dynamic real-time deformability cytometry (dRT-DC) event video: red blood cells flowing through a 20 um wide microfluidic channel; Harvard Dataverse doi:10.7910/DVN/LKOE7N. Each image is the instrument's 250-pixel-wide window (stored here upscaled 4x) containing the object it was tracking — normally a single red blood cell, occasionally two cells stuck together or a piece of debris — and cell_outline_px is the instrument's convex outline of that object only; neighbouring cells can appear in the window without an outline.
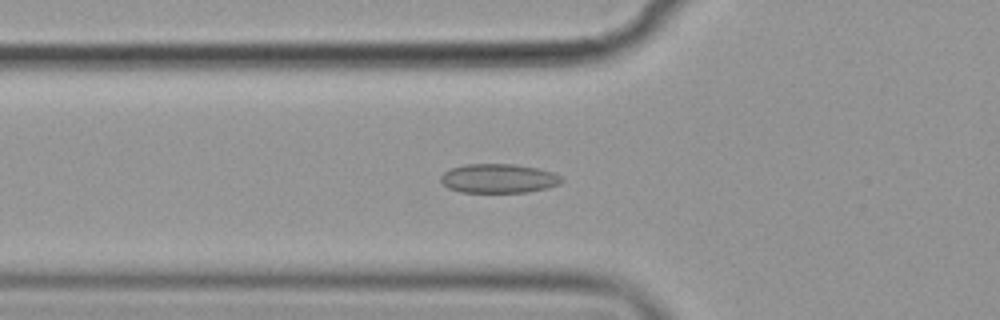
{"species": "common noctule bat (a hibernating species)", "species_latin": "Nyctalus noctula", "temperature_condition": "cold", "stored_images_in_passage": 40, "camera_frame_rate_fps": 3000, "um_per_image_px": 0.085, "animal": {"sex": "female", "body_mass_g": 19.9}, "frame": {"image": 1, "passage_image": 4, "time_ms": 1.0, "image_size_px": [1000, 320], "cell_outline_px": [[564, 180], [560, 184], [548, 188], [528, 192], [460, 192], [448, 188], [440, 180], [440, 176], [444, 172], [452, 168], [464, 164], [512, 164], [536, 168], [552, 172], [560, 176]], "centroid_in_image_um": [42.38, 15.17], "position_along_channel_um": 83.4, "area_um2": 20.52}}
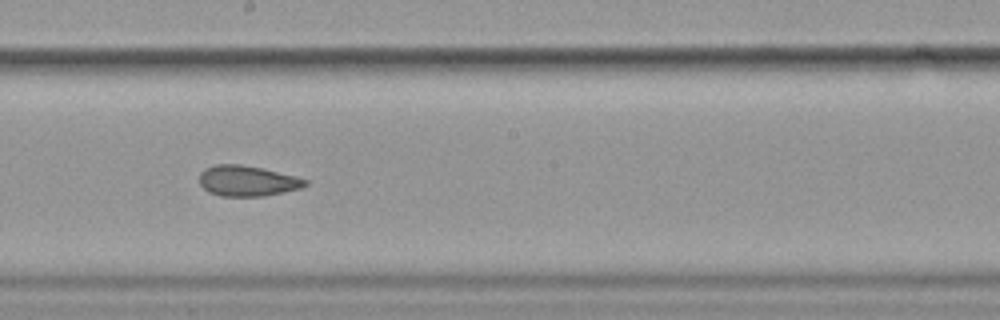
{"frame": {"image": 2, "passage_image": 16, "time_ms": 5.0, "image_size_px": [1000, 320], "cell_outline_px": [[308, 184], [300, 188], [260, 196], [220, 196], [208, 192], [200, 184], [200, 172], [204, 168], [216, 164], [240, 164], [260, 168], [296, 176], [308, 180]], "centroid_in_image_um": [20.98, 15.37], "position_along_channel_um": 227.2, "area_um2": 18.67}}
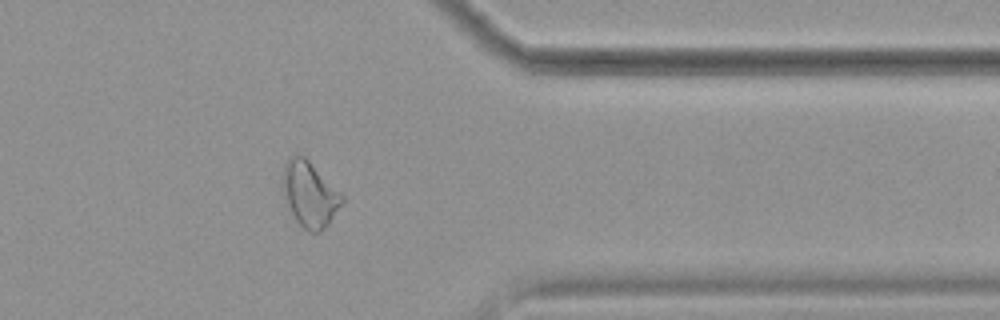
{"frame": {"image": 3, "passage_image": 30, "time_ms": 9.667, "image_size_px": [1000, 320], "cell_outline_px": [[344, 200], [328, 224], [320, 232], [308, 232], [296, 220], [284, 200], [280, 188], [280, 184], [284, 164], [292, 156], [304, 156], [344, 196]], "centroid_in_image_um": [26.27, 16.52], "position_along_channel_um": 385.1, "area_um2": 22.54}, "authors_computed_cell_mechanics": {"area_um2": 19.6809, "velocity_mm_per_s": 3.5868, "shape_relaxation_time_tau1_ms": null, "shape_relaxation_time_tau2_ms": 2.5645, "deformation_change_tau1": null, "deformation_change_tau2": 0.072}}